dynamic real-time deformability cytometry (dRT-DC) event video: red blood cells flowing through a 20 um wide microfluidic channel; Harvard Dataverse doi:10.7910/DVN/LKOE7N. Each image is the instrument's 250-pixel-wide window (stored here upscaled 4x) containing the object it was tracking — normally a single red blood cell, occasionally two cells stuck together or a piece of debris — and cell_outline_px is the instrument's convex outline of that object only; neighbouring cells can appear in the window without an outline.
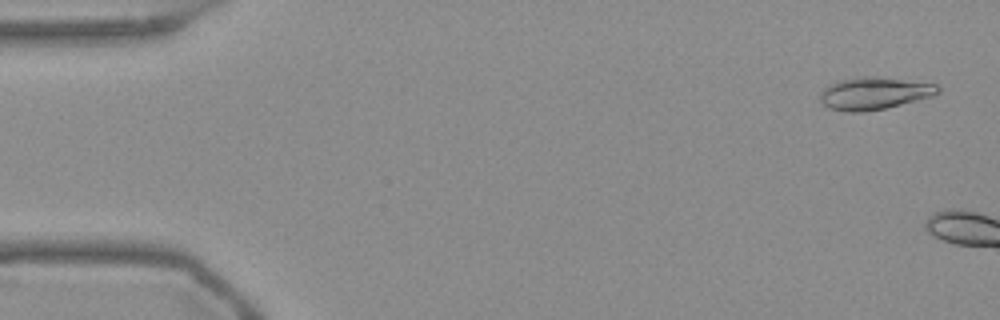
{"species": "Egyptian fruit bat (a non-hibernating species)", "species_latin": "Rousettus aegyptiacus", "temperature_condition": "warm", "stored_images_in_passage": 6, "camera_frame_rate_fps": 3000, "um_per_image_px": 0.085, "frame": {"image": 1, "passage_image": 2, "time_ms": 0.333, "image_size_px": [1000, 320], "cell_outline_px": [[940, 92], [932, 96], [884, 108], [864, 112], [844, 112], [828, 108], [820, 104], [820, 92], [828, 84], [836, 80], [864, 76], [872, 76], [936, 84], [940, 88]], "centroid_in_image_um": [74.22, 7.94], "position_along_channel_um": 10.8, "area_um2": 22.25}}